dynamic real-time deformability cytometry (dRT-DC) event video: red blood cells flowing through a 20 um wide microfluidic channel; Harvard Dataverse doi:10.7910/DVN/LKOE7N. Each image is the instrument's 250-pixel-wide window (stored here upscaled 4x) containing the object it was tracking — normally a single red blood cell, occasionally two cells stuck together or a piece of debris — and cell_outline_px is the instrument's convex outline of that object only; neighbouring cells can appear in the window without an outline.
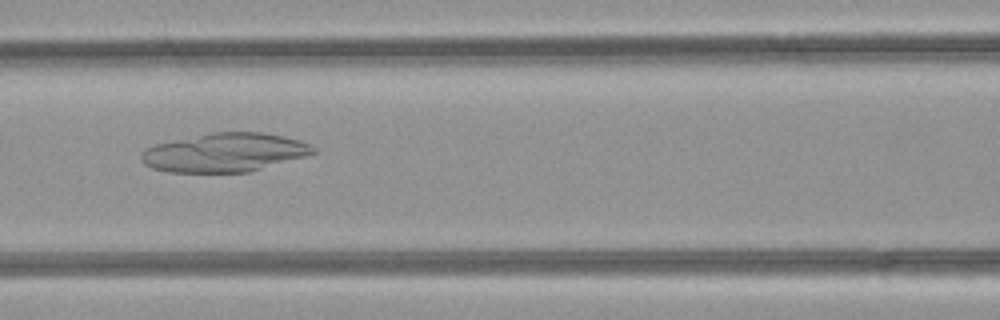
{"species": "common noctule bat (a hibernating species)", "species_latin": "Nyctalus noctula", "temperature_condition": "room temperature", "stored_images_in_passage": 6, "camera_frame_rate_fps": 3000, "um_per_image_px": 0.085, "animal": {"sex": "female", "body_mass_g": 21.9}, "frame": {"image": 1, "passage_image": 6, "time_ms": 1.667, "image_size_px": [1000, 320], "cell_outline_px": [[316, 152], [304, 156], [248, 172], [168, 172], [152, 168], [144, 164], [140, 160], [140, 156], [148, 148], [156, 144], [212, 132], [264, 132], [300, 140], [312, 144], [316, 148]], "centroid_in_image_um": [19.11, 12.96], "position_along_channel_um": 147.5, "area_um2": 38.49}}